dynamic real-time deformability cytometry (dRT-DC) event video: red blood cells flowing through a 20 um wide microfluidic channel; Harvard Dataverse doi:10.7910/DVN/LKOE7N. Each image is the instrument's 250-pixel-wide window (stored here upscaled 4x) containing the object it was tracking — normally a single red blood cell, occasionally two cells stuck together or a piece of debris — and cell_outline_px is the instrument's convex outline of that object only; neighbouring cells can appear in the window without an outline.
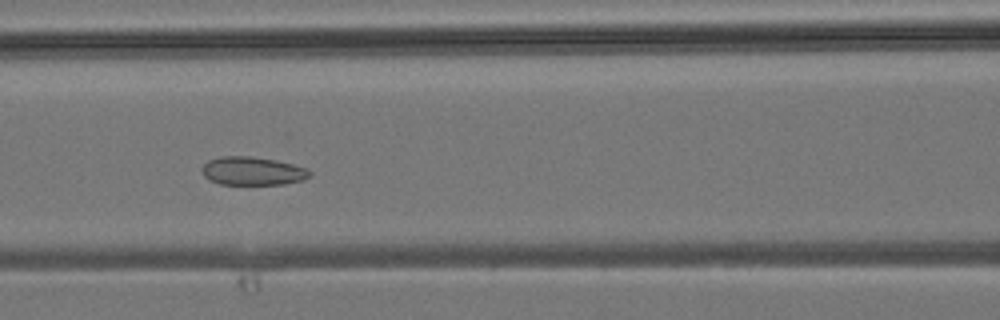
{"species": "common noctule bat (a hibernating species)", "species_latin": "Nyctalus noctula", "temperature_condition": "room temperature", "stored_images_in_passage": 41, "camera_frame_rate_fps": 3000, "um_per_image_px": 0.085, "animal": {"sex": "male", "body_mass_g": 19.2, "forearm_length_mm": 51.8}, "frame": {"image": 1, "passage_image": 17, "time_ms": 5.333, "image_size_px": [1000, 320], "cell_outline_px": [[312, 172], [304, 180], [284, 184], [220, 184], [208, 180], [204, 176], [204, 164], [208, 160], [220, 156], [252, 156], [276, 160], [308, 168]], "centroid_in_image_um": [21.49, 14.53], "position_along_channel_um": 145.1, "area_um2": 17.8}}
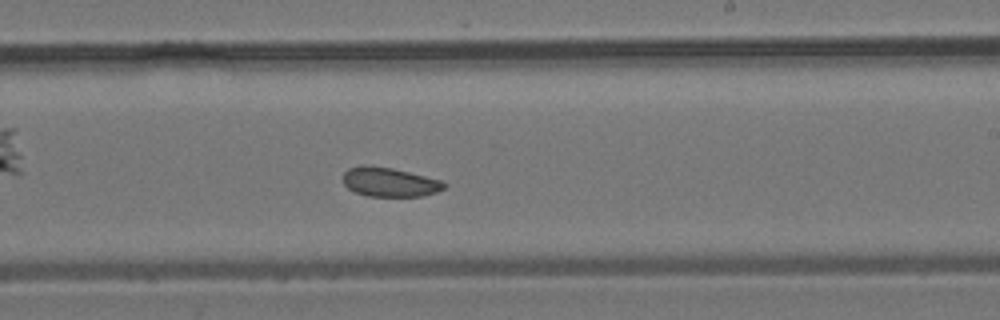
{"frame": {"image": 2, "passage_image": 24, "time_ms": 7.667, "image_size_px": [1000, 320], "cell_outline_px": [[448, 184], [444, 188], [436, 192], [424, 196], [368, 196], [356, 192], [348, 188], [344, 184], [344, 172], [348, 168], [364, 164], [392, 168], [440, 180]], "centroid_in_image_um": [33.1, 15.47], "position_along_channel_um": 255.9, "area_um2": 17.11}}
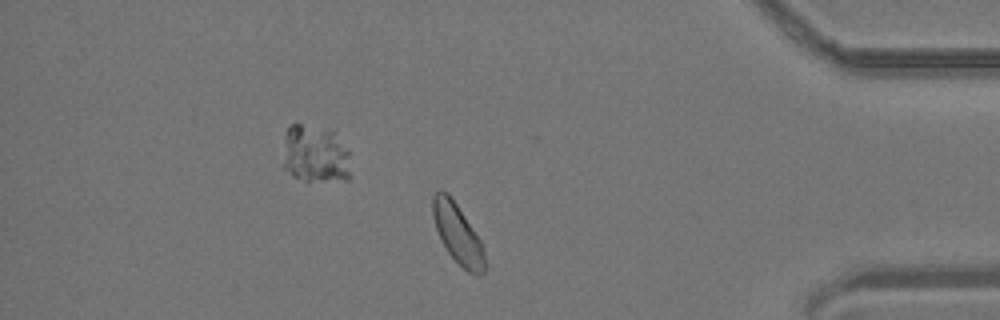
{"frame": {"image": 3, "passage_image": 35, "time_ms": 11.333, "image_size_px": [1000, 320], "cell_outline_px": [[484, 272], [468, 272], [448, 252], [436, 228], [432, 216], [432, 196], [440, 188], [448, 192], [480, 240], [484, 248]], "centroid_in_image_um": [38.86, 19.79], "position_along_channel_um": 396.3, "area_um2": 17.46}}